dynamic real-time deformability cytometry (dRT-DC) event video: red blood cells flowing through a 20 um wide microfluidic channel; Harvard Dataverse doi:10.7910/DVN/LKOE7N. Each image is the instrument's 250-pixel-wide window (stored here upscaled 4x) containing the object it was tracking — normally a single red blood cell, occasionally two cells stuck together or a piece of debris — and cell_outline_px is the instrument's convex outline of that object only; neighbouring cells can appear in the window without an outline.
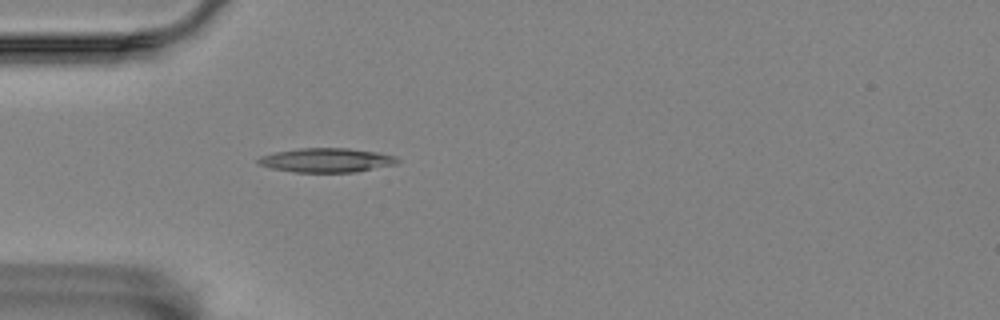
{"species": "Egyptian fruit bat (a non-hibernating species)", "species_latin": "Rousettus aegyptiacus", "temperature_condition": "room temperature", "stored_images_in_passage": 4, "camera_frame_rate_fps": 3000, "um_per_image_px": 0.085, "animal": {"sex": "female"}, "frame": {"image": 1, "passage_image": 4, "time_ms": 3.667, "image_size_px": [1000, 320], "cell_outline_px": [[400, 160], [396, 164], [356, 172], [296, 172], [272, 168], [256, 164], [256, 160], [260, 156], [276, 152], [300, 148], [348, 148], [376, 152], [396, 156]], "centroid_in_image_um": [27.74, 13.61], "position_along_channel_um": 57.3, "area_um2": 19.59}}